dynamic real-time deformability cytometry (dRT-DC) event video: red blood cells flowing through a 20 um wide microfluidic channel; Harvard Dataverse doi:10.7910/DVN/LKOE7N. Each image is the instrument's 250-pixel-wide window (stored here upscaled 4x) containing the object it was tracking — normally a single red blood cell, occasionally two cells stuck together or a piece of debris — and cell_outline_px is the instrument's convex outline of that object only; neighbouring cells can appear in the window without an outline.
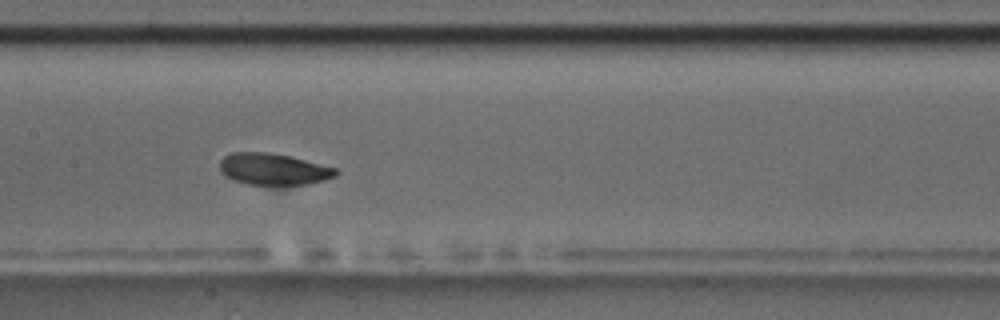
{"species": "common noctule bat (a hibernating species)", "species_latin": "Nyctalus noctula", "temperature_condition": "room temperature", "stored_images_in_passage": 16, "camera_frame_rate_fps": 3000, "um_per_image_px": 0.085, "animal": {"sex": "male", "body_mass_g": 17.5, "forearm_length_mm": 52.3}, "frame": {"image": 1, "passage_image": 7, "time_ms": 6.667, "image_size_px": [1000, 320], "cell_outline_px": [[340, 172], [336, 176], [324, 180], [304, 184], [248, 184], [224, 176], [220, 172], [220, 160], [224, 156], [232, 152], [268, 152], [288, 156], [336, 168]], "centroid_in_image_um": [23.21, 14.37], "position_along_channel_um": 184.2, "area_um2": 21.1}, "authors_computed_cell_mechanics": {"area_um2": 22.1374, "velocity_mm_per_s": 3.5588, "shape_relaxation_time_tau1_ms": 1.9312, "shape_relaxation_time_tau2_ms": 3.1679, "deformation_change_tau1": 0.0714, "deformation_change_tau2": 0.0621}}